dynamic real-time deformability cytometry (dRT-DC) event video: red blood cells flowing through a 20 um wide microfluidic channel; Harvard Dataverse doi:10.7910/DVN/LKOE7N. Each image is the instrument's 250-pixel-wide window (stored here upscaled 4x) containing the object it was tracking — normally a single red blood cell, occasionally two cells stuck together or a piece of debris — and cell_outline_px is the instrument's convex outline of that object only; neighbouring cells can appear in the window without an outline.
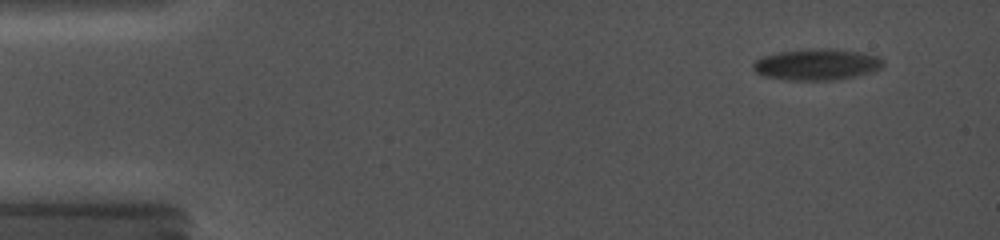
{"species": "common noctule bat (a hibernating species)", "species_latin": "Nyctalus noctula", "temperature_condition": "cold", "stored_images_in_passage": 43, "camera_frame_rate_fps": 5000, "um_per_image_px": 0.085, "animal": {"sex": "female", "body_mass_g": 19.0, "forearm_length_mm": 56.7}, "frame": {"image": 1, "passage_image": 4, "time_ms": 1.2, "image_size_px": [1000, 240], "cell_outline_px": [[884, 64], [880, 68], [872, 72], [856, 76], [828, 80], [788, 80], [764, 76], [756, 72], [752, 68], [752, 64], [756, 60], [764, 56], [780, 52], [808, 48], [832, 48], [860, 52], [880, 56], [884, 60]], "centroid_in_image_um": [69.45, 5.47], "position_along_channel_um": 15.6, "area_um2": 23.81}}
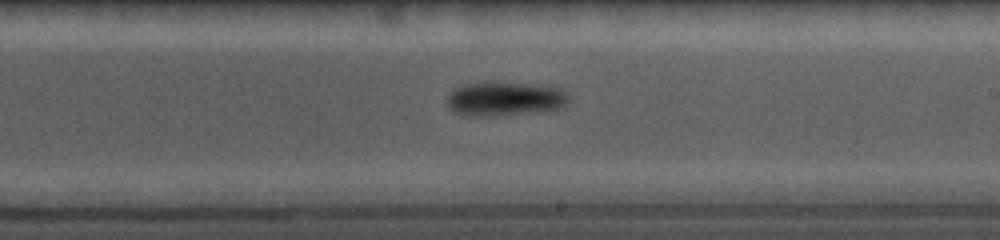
{"frame": {"image": 2, "passage_image": 27, "time_ms": 10.4, "image_size_px": [1000, 240], "cell_outline_px": [[568, 100], [560, 108], [488, 116], [472, 116], [452, 112], [448, 104], [448, 96], [456, 88], [464, 84], [484, 80], [560, 88], [568, 96]], "centroid_in_image_um": [42.82, 8.37], "position_along_channel_um": 246.2, "area_um2": 23.7}}
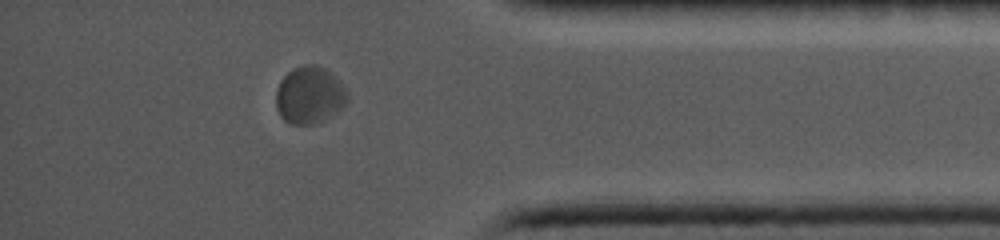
{"frame": {"image": 3, "passage_image": 39, "time_ms": 15.0, "image_size_px": [1000, 240], "cell_outline_px": [[348, 100], [340, 108], [324, 120], [316, 124], [288, 124], [280, 116], [276, 108], [276, 88], [280, 80], [288, 72], [304, 64], [316, 64], [332, 72], [348, 92]], "centroid_in_image_um": [26.29, 8.08], "position_along_channel_um": 408.9, "area_um2": 23.93}}